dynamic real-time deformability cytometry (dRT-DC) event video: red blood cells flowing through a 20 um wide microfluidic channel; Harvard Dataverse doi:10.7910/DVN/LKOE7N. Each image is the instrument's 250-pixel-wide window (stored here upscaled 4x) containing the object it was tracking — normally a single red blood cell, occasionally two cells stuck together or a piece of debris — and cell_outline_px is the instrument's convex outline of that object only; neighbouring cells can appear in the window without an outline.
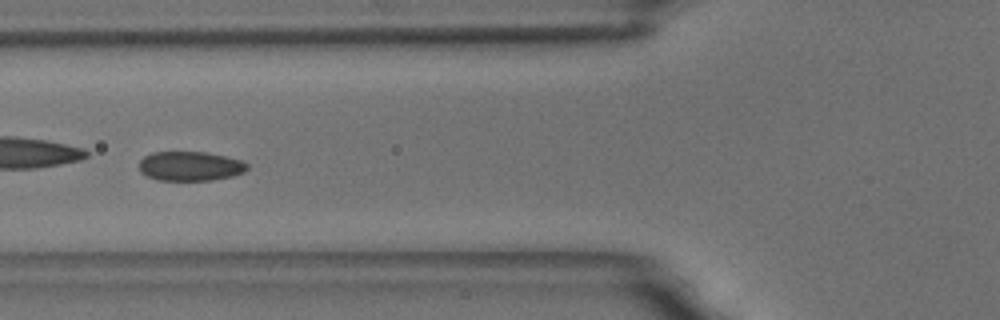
{"species": "common noctule bat (a hibernating species)", "species_latin": "Nyctalus noctula", "temperature_condition": "room temperature", "stored_images_in_passage": 50, "camera_frame_rate_fps": 3000, "um_per_image_px": 0.085, "animal": {"sex": "male", "body_mass_g": 18.8}, "frame": {"image": 1, "passage_image": 22, "time_ms": 7.0, "image_size_px": [1000, 320], "cell_outline_px": [[248, 168], [244, 172], [232, 176], [212, 180], [156, 180], [140, 172], [140, 160], [144, 156], [152, 152], [208, 152], [240, 160], [248, 164]], "centroid_in_image_um": [16.16, 14.12], "position_along_channel_um": 109.6, "area_um2": 18.5}}
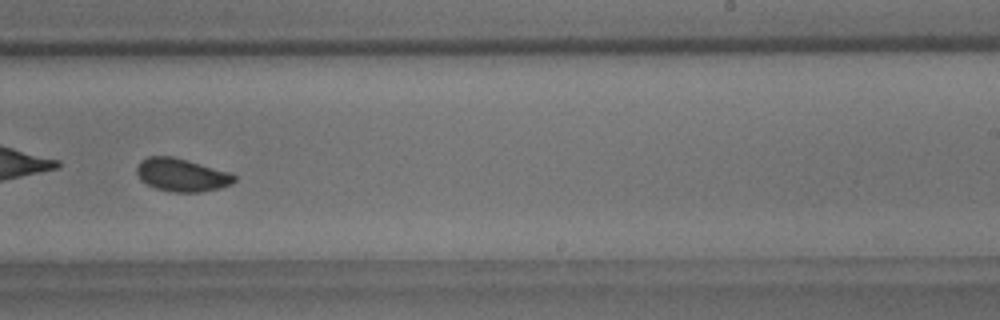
{"frame": {"image": 2, "passage_image": 36, "time_ms": 11.667, "image_size_px": [1000, 320], "cell_outline_px": [[236, 180], [232, 184], [220, 188], [200, 192], [172, 192], [156, 188], [140, 180], [136, 172], [136, 168], [140, 160], [148, 156], [172, 156], [188, 160], [232, 172], [236, 176]], "centroid_in_image_um": [15.47, 14.86], "position_along_channel_um": 273.5, "area_um2": 19.02}, "authors_computed_cell_mechanics": {"area_um2": 19.1318, "velocity_mm_per_s": 3.5139, "shape_relaxation_time_tau1_ms": 4.2344, "shape_relaxation_time_tau2_ms": 0.9562, "deformation_change_tau1": 0.0783, "deformation_change_tau2": 0.0584}}